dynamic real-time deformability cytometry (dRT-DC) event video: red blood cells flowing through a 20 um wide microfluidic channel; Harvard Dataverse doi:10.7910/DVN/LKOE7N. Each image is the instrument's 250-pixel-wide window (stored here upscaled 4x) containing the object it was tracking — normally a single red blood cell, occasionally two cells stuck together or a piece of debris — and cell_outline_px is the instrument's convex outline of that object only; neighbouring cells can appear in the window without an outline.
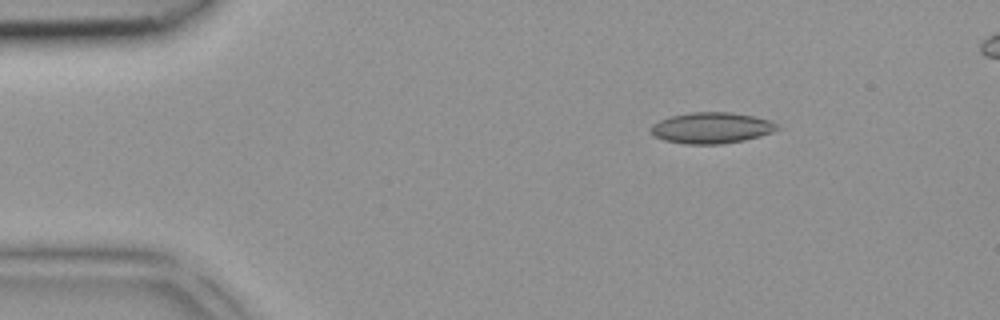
{"species": "common noctule bat (a hibernating species)", "species_latin": "Nyctalus noctula", "temperature_condition": "room temperature", "stored_images_in_passage": 4, "camera_frame_rate_fps": 3000, "um_per_image_px": 0.085, "animal": {"sex": "female", "body_mass_g": 18.4}, "frame": {"image": 1, "passage_image": 1, "time_ms": 0.0, "image_size_px": [1000, 320], "cell_outline_px": [[784, 128], [760, 136], [744, 140], [720, 144], [684, 144], [664, 140], [652, 136], [648, 128], [652, 124], [660, 120], [672, 116], [692, 112], [728, 112], [752, 116], [772, 120]], "centroid_in_image_um": [60.48, 10.87], "position_along_channel_um": 24.5, "area_um2": 23.12}}